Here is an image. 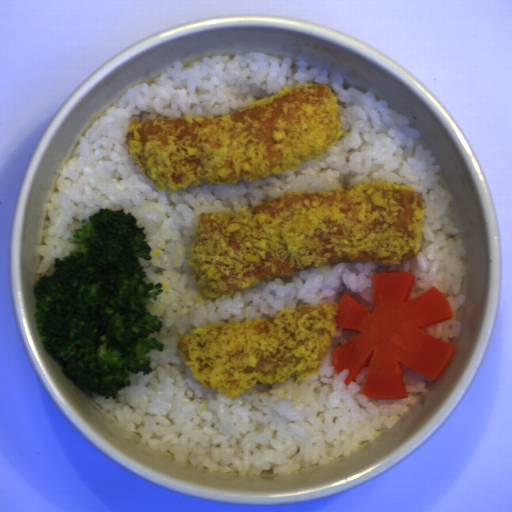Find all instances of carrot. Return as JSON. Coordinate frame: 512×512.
Wrapping results in <instances>:
<instances>
[{"label":"carrot","instance_id":"1","mask_svg":"<svg viewBox=\"0 0 512 512\" xmlns=\"http://www.w3.org/2000/svg\"><path fill=\"white\" fill-rule=\"evenodd\" d=\"M371 281L373 310L347 292L339 302L336 328L360 334L331 351L335 372L349 369L343 380L348 386L372 355L361 394L377 401L406 399L401 364L436 382L450 363L453 343L423 328L451 319L452 308L434 286L410 299L416 282L411 272L380 271Z\"/></svg>","mask_w":512,"mask_h":512}]
</instances>
